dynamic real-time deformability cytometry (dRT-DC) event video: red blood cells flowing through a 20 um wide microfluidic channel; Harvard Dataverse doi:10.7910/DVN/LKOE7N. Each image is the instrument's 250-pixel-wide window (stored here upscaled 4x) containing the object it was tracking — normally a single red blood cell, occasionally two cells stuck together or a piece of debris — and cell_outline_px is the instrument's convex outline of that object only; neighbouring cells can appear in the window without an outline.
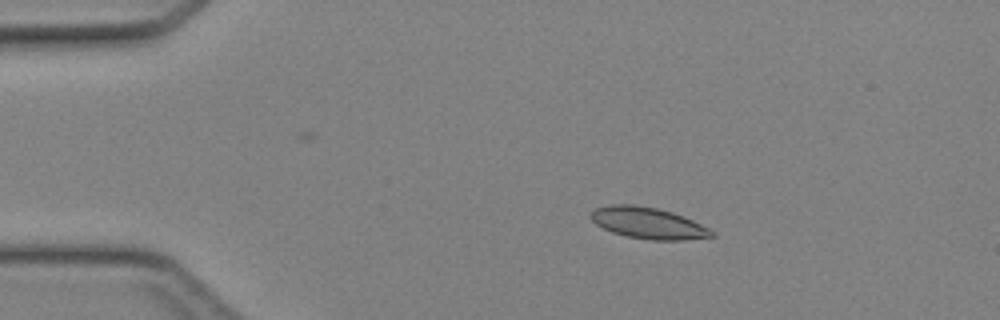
{"species": "Egyptian fruit bat (a non-hibernating species)", "species_latin": "Rousettus aegyptiacus", "temperature_condition": "cold", "stored_images_in_passage": 46, "camera_frame_rate_fps": 3000, "um_per_image_px": 0.085, "animal": {"sex": "female"}, "frame": {"image": 1, "passage_image": 9, "time_ms": 2.667, "image_size_px": [1000, 320], "cell_outline_px": [[716, 236], [684, 240], [652, 240], [628, 236], [612, 232], [596, 224], [588, 216], [596, 208], [612, 204], [632, 204], [656, 208], [672, 212], [684, 216], [716, 232]], "centroid_in_image_um": [55.11, 18.96], "position_along_channel_um": 29.9, "area_um2": 22.02}}
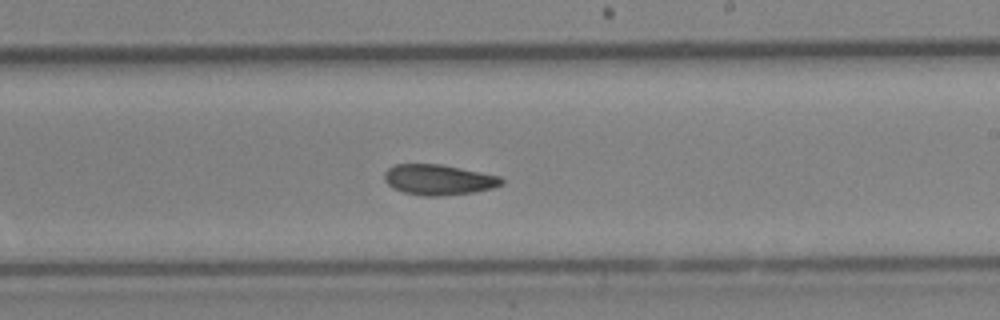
{"frame": {"image": 2, "passage_image": 28, "time_ms": 9.0, "image_size_px": [1000, 320], "cell_outline_px": [[504, 184], [492, 188], [472, 192], [440, 196], [424, 196], [404, 192], [392, 188], [384, 180], [384, 172], [388, 168], [396, 164], [440, 164], [500, 176], [504, 180]], "centroid_in_image_um": [37.26, 15.27], "position_along_channel_um": 251.7, "area_um2": 20.75}}
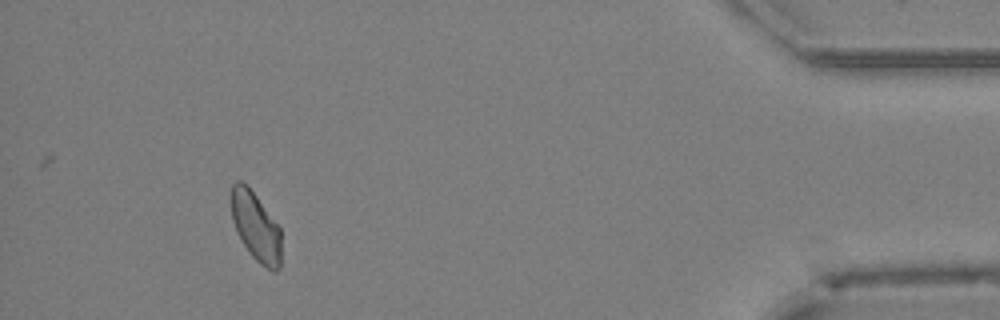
{"frame": {"image": 3, "passage_image": 43, "time_ms": 14.0, "image_size_px": [1000, 320], "cell_outline_px": [[280, 268], [276, 272], [272, 272], [260, 264], [252, 256], [236, 232], [232, 220], [232, 184], [236, 180], [240, 180], [256, 196], [280, 228]], "centroid_in_image_um": [21.75, 19.31], "position_along_channel_um": 413.5, "area_um2": 19.71}}